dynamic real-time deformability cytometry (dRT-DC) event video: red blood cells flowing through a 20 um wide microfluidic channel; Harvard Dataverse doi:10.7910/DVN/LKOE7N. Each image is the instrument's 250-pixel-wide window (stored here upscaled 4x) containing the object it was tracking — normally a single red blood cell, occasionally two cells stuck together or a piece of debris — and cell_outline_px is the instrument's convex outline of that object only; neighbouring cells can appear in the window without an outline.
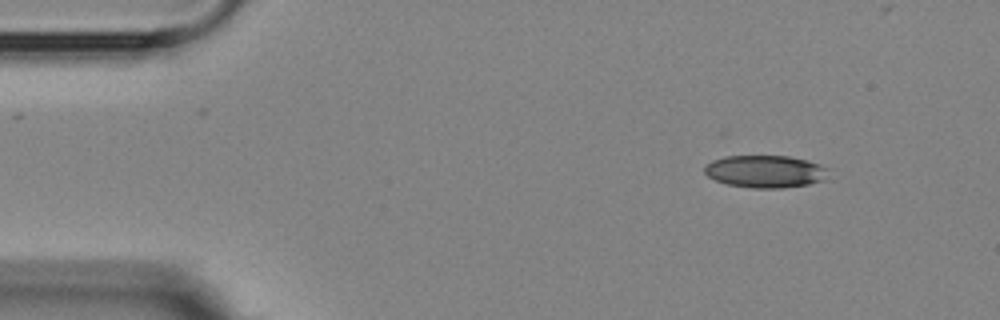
{"species": "Egyptian fruit bat (a non-hibernating species)", "species_latin": "Rousettus aegyptiacus", "temperature_condition": "room temperature", "stored_images_in_passage": 4, "camera_frame_rate_fps": 3000, "um_per_image_px": 0.085, "animal": {"sex": "female"}, "frame": {"image": 1, "passage_image": 1, "time_ms": 0.0, "image_size_px": [1000, 320], "cell_outline_px": [[828, 168], [824, 180], [808, 184], [784, 188], [752, 188], [728, 184], [716, 180], [708, 176], [704, 172], [704, 164], [712, 160], [724, 156], [788, 156], [808, 160], [820, 164]], "centroid_in_image_um": [65.03, 14.57], "position_along_channel_um": 20.0, "area_um2": 23.47}}
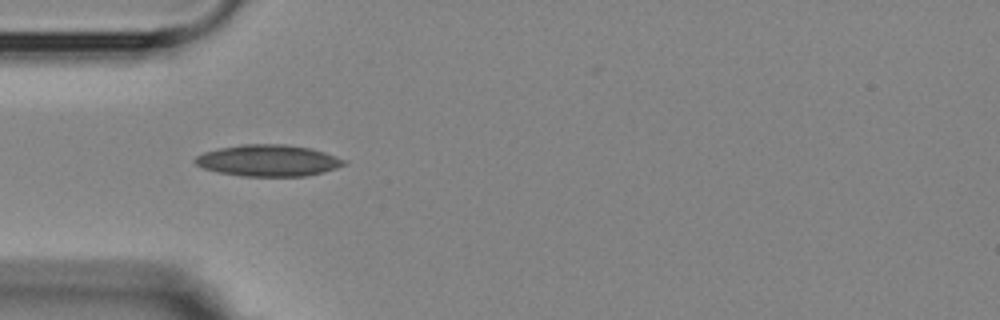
{"frame": {"image": 2, "passage_image": 4, "time_ms": 3.333, "image_size_px": [1000, 320], "cell_outline_px": [[348, 164], [324, 172], [304, 176], [240, 176], [220, 172], [204, 168], [196, 164], [192, 160], [196, 156], [204, 152], [220, 148], [240, 144], [284, 144], [312, 148], [348, 160]], "centroid_in_image_um": [22.84, 13.64], "position_along_channel_um": 62.2, "area_um2": 27.46}}